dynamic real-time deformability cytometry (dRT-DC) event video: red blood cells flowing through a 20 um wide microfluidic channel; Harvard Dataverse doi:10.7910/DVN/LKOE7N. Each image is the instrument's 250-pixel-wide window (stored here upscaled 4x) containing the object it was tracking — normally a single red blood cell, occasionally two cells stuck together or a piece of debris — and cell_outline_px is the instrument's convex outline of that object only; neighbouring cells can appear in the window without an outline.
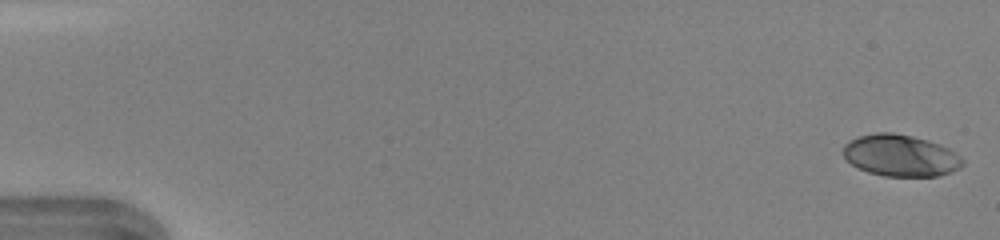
{"species": "human", "species_latin": "Homo sapiens", "temperature_condition": "warm", "stored_images_in_passage": 47, "camera_frame_rate_fps": 3000, "um_per_image_px": 0.085, "donor": {"sex": "female"}, "frame": {"image": 1, "passage_image": 1, "time_ms": 0.0, "image_size_px": [1000, 240], "cell_outline_px": [[964, 164], [960, 168], [952, 172], [940, 176], [884, 176], [868, 172], [852, 164], [844, 156], [844, 144], [860, 136], [876, 132], [892, 132], [912, 136], [928, 140], [940, 144], [956, 152], [964, 160]], "centroid_in_image_um": [76.6, 13.22], "position_along_channel_um": 8.4, "area_um2": 29.02}}
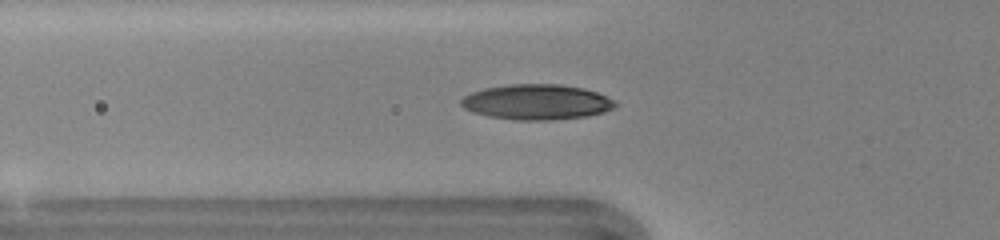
{"frame": {"image": 2, "passage_image": 17, "time_ms": 5.333, "image_size_px": [1000, 240], "cell_outline_px": [[616, 104], [612, 108], [604, 112], [588, 116], [552, 120], [512, 120], [488, 116], [472, 112], [464, 108], [460, 104], [460, 100], [464, 96], [472, 92], [484, 88], [508, 84], [560, 84], [584, 88], [596, 92], [616, 100]], "centroid_in_image_um": [45.61, 8.67], "position_along_channel_um": 80.2, "area_um2": 31.91}}
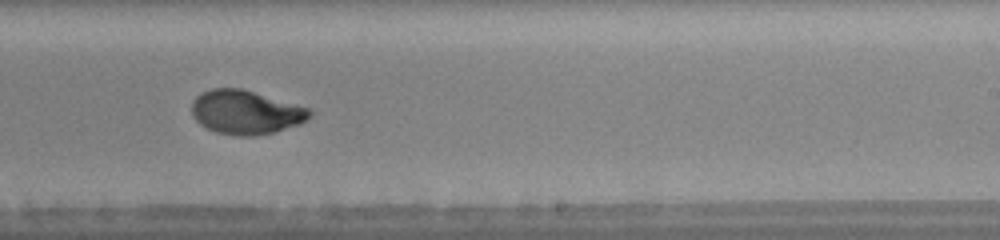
{"frame": {"image": 3, "passage_image": 30, "time_ms": 9.667, "image_size_px": [1000, 240], "cell_outline_px": [[312, 116], [308, 120], [300, 124], [272, 132], [252, 136], [240, 136], [216, 132], [200, 124], [192, 116], [192, 100], [200, 92], [212, 88], [240, 88], [308, 108], [312, 112]], "centroid_in_image_um": [20.86, 9.54], "position_along_channel_um": 268.1, "area_um2": 30.0}, "authors_computed_cell_mechanics": {"area_um2": 29.8248, "velocity_mm_per_s": 4.3201, "shape_relaxation_time_tau1_ms": 4.6025, "shape_relaxation_time_tau2_ms": 0.8244, "deformation_change_tau1": 0.1974, "deformation_change_tau2": 0.051}}